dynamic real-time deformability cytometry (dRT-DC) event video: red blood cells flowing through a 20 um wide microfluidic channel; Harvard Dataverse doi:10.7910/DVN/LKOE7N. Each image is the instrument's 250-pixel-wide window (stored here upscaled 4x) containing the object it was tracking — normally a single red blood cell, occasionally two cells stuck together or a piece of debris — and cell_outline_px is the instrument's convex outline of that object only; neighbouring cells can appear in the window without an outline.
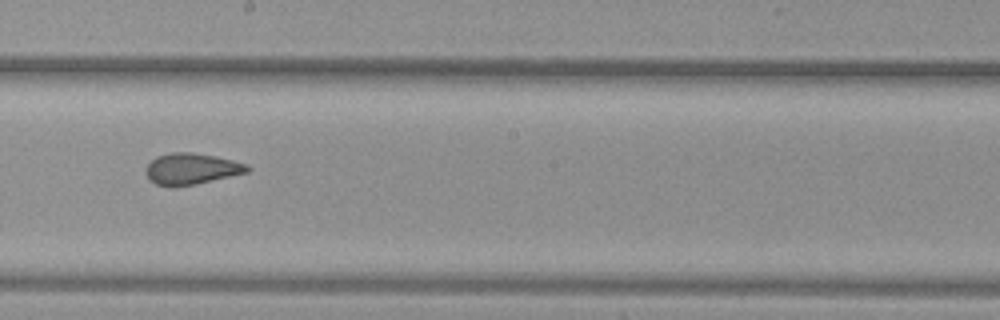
{"species": "common noctule bat (a hibernating species)", "species_latin": "Nyctalus noctula", "temperature_condition": "warm", "stored_images_in_passage": 52, "camera_frame_rate_fps": 3000, "um_per_image_px": 0.085, "animal": {"sex": "female", "body_mass_g": 29.2, "forearm_length_mm": 56.3}, "frame": {"image": 1, "passage_image": 30, "time_ms": 9.667, "image_size_px": [1000, 320], "cell_outline_px": [[252, 168], [248, 172], [196, 184], [172, 188], [168, 188], [156, 184], [148, 180], [144, 172], [144, 168], [156, 156], [172, 152], [192, 152], [216, 156], [248, 164]], "centroid_in_image_um": [16.23, 14.36], "position_along_channel_um": 232.0, "area_um2": 18.9}, "authors_computed_cell_mechanics": {"area_um2": 19.8832, "velocity_mm_per_s": 4.0501, "shape_relaxation_time_tau1_ms": null, "shape_relaxation_time_tau2_ms": 1.0538, "deformation_change_tau1": null, "deformation_change_tau2": 0.0719}}